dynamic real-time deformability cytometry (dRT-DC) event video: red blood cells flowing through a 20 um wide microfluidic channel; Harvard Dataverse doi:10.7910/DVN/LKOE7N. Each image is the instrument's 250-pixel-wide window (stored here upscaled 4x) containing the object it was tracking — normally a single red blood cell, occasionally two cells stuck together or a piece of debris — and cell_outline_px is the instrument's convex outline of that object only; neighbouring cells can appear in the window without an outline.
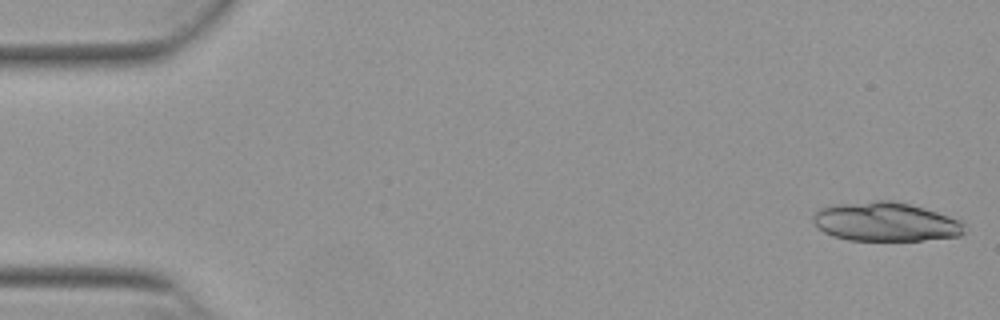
{"species": "Egyptian fruit bat (a non-hibernating species)", "species_latin": "Rousettus aegyptiacus", "temperature_condition": "warm", "stored_images_in_passage": 13, "camera_frame_rate_fps": 3000, "um_per_image_px": 0.085, "animal": {"sex": "female"}, "frame": {"image": 1, "passage_image": 1, "time_ms": 0.0, "image_size_px": [1000, 320], "cell_outline_px": [[964, 232], [960, 236], [920, 240], [848, 240], [832, 236], [824, 232], [812, 220], [812, 216], [820, 208], [832, 204], [872, 200], [892, 200], [924, 208], [960, 220], [964, 224]], "centroid_in_image_um": [75.24, 18.84], "position_along_channel_um": 9.8, "area_um2": 34.39}}